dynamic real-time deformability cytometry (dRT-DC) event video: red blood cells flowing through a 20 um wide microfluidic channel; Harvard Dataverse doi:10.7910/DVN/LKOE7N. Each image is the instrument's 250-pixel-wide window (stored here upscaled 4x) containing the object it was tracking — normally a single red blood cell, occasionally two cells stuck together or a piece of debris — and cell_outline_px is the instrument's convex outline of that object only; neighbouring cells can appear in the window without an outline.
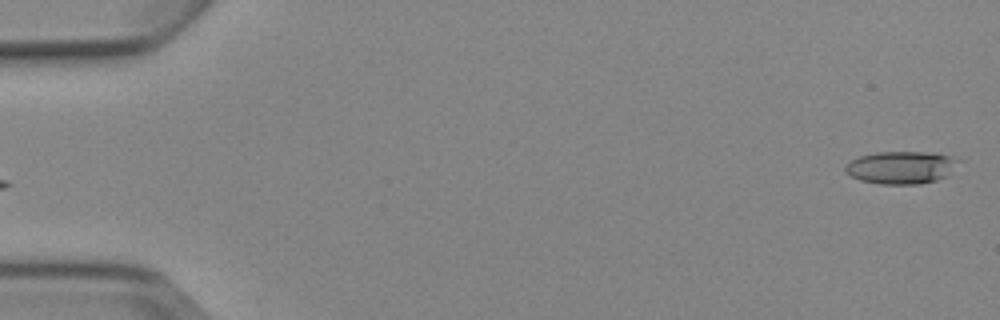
{"species": "Egyptian fruit bat (a non-hibernating species)", "species_latin": "Rousettus aegyptiacus", "temperature_condition": "cold", "stored_images_in_passage": 5, "segment_of_instrument_passage": [2, 2], "camera_frame_rate_fps": 3000, "um_per_image_px": 0.085, "animal": {"sex": "female"}, "frame": {"image": 1, "passage_image": 5, "time_ms": 4.667, "image_size_px": [1000, 320], "cell_outline_px": [[956, 160], [944, 176], [936, 180], [920, 184], [880, 184], [860, 180], [852, 176], [844, 168], [852, 160], [860, 156], [876, 152], [936, 152], [952, 156]], "centroid_in_image_um": [76.54, 14.23], "position_along_channel_um": 8.5, "area_um2": 20.92}}